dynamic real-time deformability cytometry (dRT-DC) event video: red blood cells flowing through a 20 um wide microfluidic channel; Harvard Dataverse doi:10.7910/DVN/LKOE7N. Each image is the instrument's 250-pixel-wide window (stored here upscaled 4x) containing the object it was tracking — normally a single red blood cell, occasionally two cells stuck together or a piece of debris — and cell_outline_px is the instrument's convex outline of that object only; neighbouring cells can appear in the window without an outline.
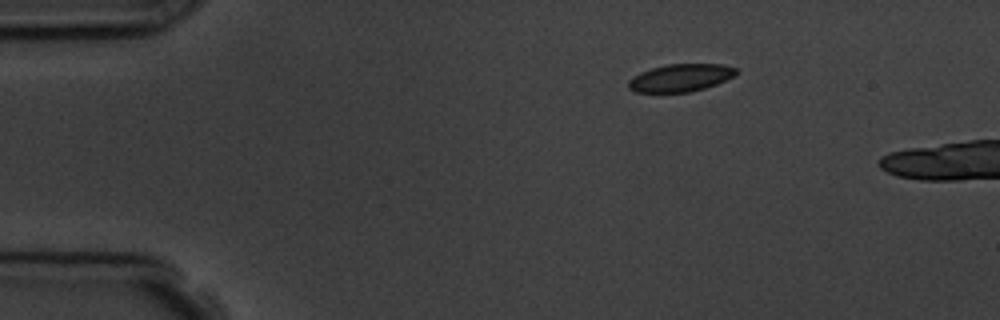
{"species": "common noctule bat (a hibernating species)", "species_latin": "Nyctalus noctula", "temperature_condition": "room temperature", "stored_images_in_passage": 2, "camera_frame_rate_fps": 3000, "um_per_image_px": 0.085, "animal": {"sex": "male", "body_mass_g": 19.5, "forearm_length_mm": 54.6}, "frame": {"image": 1, "passage_image": 1, "time_ms": 0.0, "image_size_px": [1000, 320], "cell_outline_px": [[740, 72], [716, 84], [704, 88], [688, 92], [636, 92], [628, 88], [628, 80], [632, 76], [640, 72], [652, 68], [668, 64], [724, 64], [736, 68]], "centroid_in_image_um": [57.83, 6.6], "position_along_channel_um": 27.2, "area_um2": 17.28}}